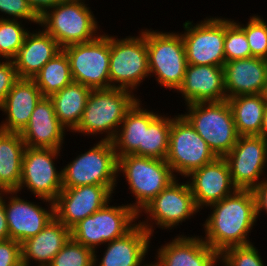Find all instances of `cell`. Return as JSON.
I'll return each instance as SVG.
<instances>
[{
  "mask_svg": "<svg viewBox=\"0 0 267 266\" xmlns=\"http://www.w3.org/2000/svg\"><path fill=\"white\" fill-rule=\"evenodd\" d=\"M10 239L9 230L4 209V191L0 192V241Z\"/></svg>",
  "mask_w": 267,
  "mask_h": 266,
  "instance_id": "cell-43",
  "label": "cell"
},
{
  "mask_svg": "<svg viewBox=\"0 0 267 266\" xmlns=\"http://www.w3.org/2000/svg\"><path fill=\"white\" fill-rule=\"evenodd\" d=\"M259 136L263 137L267 141V106L263 115L262 127Z\"/></svg>",
  "mask_w": 267,
  "mask_h": 266,
  "instance_id": "cell-44",
  "label": "cell"
},
{
  "mask_svg": "<svg viewBox=\"0 0 267 266\" xmlns=\"http://www.w3.org/2000/svg\"><path fill=\"white\" fill-rule=\"evenodd\" d=\"M146 37L148 68L156 84L177 92L187 67L186 50L179 32L141 29Z\"/></svg>",
  "mask_w": 267,
  "mask_h": 266,
  "instance_id": "cell-4",
  "label": "cell"
},
{
  "mask_svg": "<svg viewBox=\"0 0 267 266\" xmlns=\"http://www.w3.org/2000/svg\"><path fill=\"white\" fill-rule=\"evenodd\" d=\"M44 97L60 91L73 82L70 62L62 49L32 78Z\"/></svg>",
  "mask_w": 267,
  "mask_h": 266,
  "instance_id": "cell-31",
  "label": "cell"
},
{
  "mask_svg": "<svg viewBox=\"0 0 267 266\" xmlns=\"http://www.w3.org/2000/svg\"><path fill=\"white\" fill-rule=\"evenodd\" d=\"M183 28L187 64L224 66L225 17L209 16L195 24L188 20Z\"/></svg>",
  "mask_w": 267,
  "mask_h": 266,
  "instance_id": "cell-14",
  "label": "cell"
},
{
  "mask_svg": "<svg viewBox=\"0 0 267 266\" xmlns=\"http://www.w3.org/2000/svg\"><path fill=\"white\" fill-rule=\"evenodd\" d=\"M62 48L43 28L29 31L13 59L18 78L32 79Z\"/></svg>",
  "mask_w": 267,
  "mask_h": 266,
  "instance_id": "cell-26",
  "label": "cell"
},
{
  "mask_svg": "<svg viewBox=\"0 0 267 266\" xmlns=\"http://www.w3.org/2000/svg\"><path fill=\"white\" fill-rule=\"evenodd\" d=\"M17 191H4V209L10 239L19 243L34 237L55 218L54 202L47 199L46 206L22 199ZM49 204V206H48Z\"/></svg>",
  "mask_w": 267,
  "mask_h": 266,
  "instance_id": "cell-16",
  "label": "cell"
},
{
  "mask_svg": "<svg viewBox=\"0 0 267 266\" xmlns=\"http://www.w3.org/2000/svg\"><path fill=\"white\" fill-rule=\"evenodd\" d=\"M49 266H94V251L70 238Z\"/></svg>",
  "mask_w": 267,
  "mask_h": 266,
  "instance_id": "cell-36",
  "label": "cell"
},
{
  "mask_svg": "<svg viewBox=\"0 0 267 266\" xmlns=\"http://www.w3.org/2000/svg\"><path fill=\"white\" fill-rule=\"evenodd\" d=\"M43 97L33 79L19 78L0 108L3 115H6L0 123V130L21 133L28 125L34 108Z\"/></svg>",
  "mask_w": 267,
  "mask_h": 266,
  "instance_id": "cell-22",
  "label": "cell"
},
{
  "mask_svg": "<svg viewBox=\"0 0 267 266\" xmlns=\"http://www.w3.org/2000/svg\"><path fill=\"white\" fill-rule=\"evenodd\" d=\"M227 99L238 95L264 94L267 86V59L249 57L225 62Z\"/></svg>",
  "mask_w": 267,
  "mask_h": 266,
  "instance_id": "cell-24",
  "label": "cell"
},
{
  "mask_svg": "<svg viewBox=\"0 0 267 266\" xmlns=\"http://www.w3.org/2000/svg\"><path fill=\"white\" fill-rule=\"evenodd\" d=\"M156 253L157 266H217L219 254L201 236L178 234Z\"/></svg>",
  "mask_w": 267,
  "mask_h": 266,
  "instance_id": "cell-19",
  "label": "cell"
},
{
  "mask_svg": "<svg viewBox=\"0 0 267 266\" xmlns=\"http://www.w3.org/2000/svg\"><path fill=\"white\" fill-rule=\"evenodd\" d=\"M25 149L20 133L0 130V192L18 190Z\"/></svg>",
  "mask_w": 267,
  "mask_h": 266,
  "instance_id": "cell-28",
  "label": "cell"
},
{
  "mask_svg": "<svg viewBox=\"0 0 267 266\" xmlns=\"http://www.w3.org/2000/svg\"><path fill=\"white\" fill-rule=\"evenodd\" d=\"M199 211L188 182L180 183L176 178L139 212L138 219L144 214L147 218L138 223L153 237L156 227L175 229Z\"/></svg>",
  "mask_w": 267,
  "mask_h": 266,
  "instance_id": "cell-9",
  "label": "cell"
},
{
  "mask_svg": "<svg viewBox=\"0 0 267 266\" xmlns=\"http://www.w3.org/2000/svg\"><path fill=\"white\" fill-rule=\"evenodd\" d=\"M117 158L118 181L122 173L130 193L135 197V202L128 205L137 214L176 179L166 160L134 154Z\"/></svg>",
  "mask_w": 267,
  "mask_h": 266,
  "instance_id": "cell-6",
  "label": "cell"
},
{
  "mask_svg": "<svg viewBox=\"0 0 267 266\" xmlns=\"http://www.w3.org/2000/svg\"><path fill=\"white\" fill-rule=\"evenodd\" d=\"M36 12V14L41 17L48 9L55 7L58 3L63 0H27Z\"/></svg>",
  "mask_w": 267,
  "mask_h": 266,
  "instance_id": "cell-42",
  "label": "cell"
},
{
  "mask_svg": "<svg viewBox=\"0 0 267 266\" xmlns=\"http://www.w3.org/2000/svg\"><path fill=\"white\" fill-rule=\"evenodd\" d=\"M0 19L29 21L40 26V17L27 0H0ZM6 17H4L5 15Z\"/></svg>",
  "mask_w": 267,
  "mask_h": 266,
  "instance_id": "cell-38",
  "label": "cell"
},
{
  "mask_svg": "<svg viewBox=\"0 0 267 266\" xmlns=\"http://www.w3.org/2000/svg\"><path fill=\"white\" fill-rule=\"evenodd\" d=\"M177 93L181 94L185 105L227 100L223 67L187 64Z\"/></svg>",
  "mask_w": 267,
  "mask_h": 266,
  "instance_id": "cell-20",
  "label": "cell"
},
{
  "mask_svg": "<svg viewBox=\"0 0 267 266\" xmlns=\"http://www.w3.org/2000/svg\"><path fill=\"white\" fill-rule=\"evenodd\" d=\"M219 261L221 266H266L253 243L224 250L219 255Z\"/></svg>",
  "mask_w": 267,
  "mask_h": 266,
  "instance_id": "cell-37",
  "label": "cell"
},
{
  "mask_svg": "<svg viewBox=\"0 0 267 266\" xmlns=\"http://www.w3.org/2000/svg\"><path fill=\"white\" fill-rule=\"evenodd\" d=\"M66 128L55 115L49 97H43L34 108L28 125L20 133L26 147L62 150Z\"/></svg>",
  "mask_w": 267,
  "mask_h": 266,
  "instance_id": "cell-21",
  "label": "cell"
},
{
  "mask_svg": "<svg viewBox=\"0 0 267 266\" xmlns=\"http://www.w3.org/2000/svg\"><path fill=\"white\" fill-rule=\"evenodd\" d=\"M139 266H157V264H156V261L154 260L153 262H151L150 263V261H149V263L147 264V263H145V262H143L141 265H139Z\"/></svg>",
  "mask_w": 267,
  "mask_h": 266,
  "instance_id": "cell-45",
  "label": "cell"
},
{
  "mask_svg": "<svg viewBox=\"0 0 267 266\" xmlns=\"http://www.w3.org/2000/svg\"><path fill=\"white\" fill-rule=\"evenodd\" d=\"M232 18H225L224 52L227 61L253 57L245 31Z\"/></svg>",
  "mask_w": 267,
  "mask_h": 266,
  "instance_id": "cell-34",
  "label": "cell"
},
{
  "mask_svg": "<svg viewBox=\"0 0 267 266\" xmlns=\"http://www.w3.org/2000/svg\"><path fill=\"white\" fill-rule=\"evenodd\" d=\"M224 159L228 163L233 185L237 189L253 190L265 178L267 141L259 135L239 136Z\"/></svg>",
  "mask_w": 267,
  "mask_h": 266,
  "instance_id": "cell-15",
  "label": "cell"
},
{
  "mask_svg": "<svg viewBox=\"0 0 267 266\" xmlns=\"http://www.w3.org/2000/svg\"><path fill=\"white\" fill-rule=\"evenodd\" d=\"M256 201V215L262 216L261 212L267 214V177L263 178L259 184L253 189Z\"/></svg>",
  "mask_w": 267,
  "mask_h": 266,
  "instance_id": "cell-41",
  "label": "cell"
},
{
  "mask_svg": "<svg viewBox=\"0 0 267 266\" xmlns=\"http://www.w3.org/2000/svg\"><path fill=\"white\" fill-rule=\"evenodd\" d=\"M151 239L147 230L137 223L124 236L106 243L101 258L99 252H94V266H139L148 255Z\"/></svg>",
  "mask_w": 267,
  "mask_h": 266,
  "instance_id": "cell-23",
  "label": "cell"
},
{
  "mask_svg": "<svg viewBox=\"0 0 267 266\" xmlns=\"http://www.w3.org/2000/svg\"><path fill=\"white\" fill-rule=\"evenodd\" d=\"M62 167V188L106 186L112 193L118 184V158L112 141L99 140Z\"/></svg>",
  "mask_w": 267,
  "mask_h": 266,
  "instance_id": "cell-5",
  "label": "cell"
},
{
  "mask_svg": "<svg viewBox=\"0 0 267 266\" xmlns=\"http://www.w3.org/2000/svg\"><path fill=\"white\" fill-rule=\"evenodd\" d=\"M21 20L0 19V60H13L21 46L28 30Z\"/></svg>",
  "mask_w": 267,
  "mask_h": 266,
  "instance_id": "cell-33",
  "label": "cell"
},
{
  "mask_svg": "<svg viewBox=\"0 0 267 266\" xmlns=\"http://www.w3.org/2000/svg\"><path fill=\"white\" fill-rule=\"evenodd\" d=\"M141 99L127 111L118 131L112 140L117 157L134 154L139 156V146H143L144 126L159 115L157 111L142 106Z\"/></svg>",
  "mask_w": 267,
  "mask_h": 266,
  "instance_id": "cell-27",
  "label": "cell"
},
{
  "mask_svg": "<svg viewBox=\"0 0 267 266\" xmlns=\"http://www.w3.org/2000/svg\"><path fill=\"white\" fill-rule=\"evenodd\" d=\"M186 111L182 115L207 142L210 150L217 158H224L239 138L227 100L187 104Z\"/></svg>",
  "mask_w": 267,
  "mask_h": 266,
  "instance_id": "cell-7",
  "label": "cell"
},
{
  "mask_svg": "<svg viewBox=\"0 0 267 266\" xmlns=\"http://www.w3.org/2000/svg\"><path fill=\"white\" fill-rule=\"evenodd\" d=\"M239 136L260 135L262 119L267 106L264 94L238 95L228 98Z\"/></svg>",
  "mask_w": 267,
  "mask_h": 266,
  "instance_id": "cell-30",
  "label": "cell"
},
{
  "mask_svg": "<svg viewBox=\"0 0 267 266\" xmlns=\"http://www.w3.org/2000/svg\"><path fill=\"white\" fill-rule=\"evenodd\" d=\"M138 33L120 39L110 35V88L134 92L145 78L150 77L146 37L142 32Z\"/></svg>",
  "mask_w": 267,
  "mask_h": 266,
  "instance_id": "cell-10",
  "label": "cell"
},
{
  "mask_svg": "<svg viewBox=\"0 0 267 266\" xmlns=\"http://www.w3.org/2000/svg\"><path fill=\"white\" fill-rule=\"evenodd\" d=\"M185 178L200 211L232 195L237 190L232 183L229 166L224 158H216L213 162L194 170Z\"/></svg>",
  "mask_w": 267,
  "mask_h": 266,
  "instance_id": "cell-18",
  "label": "cell"
},
{
  "mask_svg": "<svg viewBox=\"0 0 267 266\" xmlns=\"http://www.w3.org/2000/svg\"><path fill=\"white\" fill-rule=\"evenodd\" d=\"M113 193L101 185L63 188L54 201L55 217L71 229L87 216L112 201Z\"/></svg>",
  "mask_w": 267,
  "mask_h": 266,
  "instance_id": "cell-17",
  "label": "cell"
},
{
  "mask_svg": "<svg viewBox=\"0 0 267 266\" xmlns=\"http://www.w3.org/2000/svg\"><path fill=\"white\" fill-rule=\"evenodd\" d=\"M217 157L207 142L181 114L172 116L166 162L175 177H187L191 172L213 162ZM177 173V174H176Z\"/></svg>",
  "mask_w": 267,
  "mask_h": 266,
  "instance_id": "cell-11",
  "label": "cell"
},
{
  "mask_svg": "<svg viewBox=\"0 0 267 266\" xmlns=\"http://www.w3.org/2000/svg\"><path fill=\"white\" fill-rule=\"evenodd\" d=\"M85 1L63 0L40 17L41 28L50 34L62 49L92 41L102 34L97 18Z\"/></svg>",
  "mask_w": 267,
  "mask_h": 266,
  "instance_id": "cell-3",
  "label": "cell"
},
{
  "mask_svg": "<svg viewBox=\"0 0 267 266\" xmlns=\"http://www.w3.org/2000/svg\"><path fill=\"white\" fill-rule=\"evenodd\" d=\"M0 266H22L21 243L12 239L0 241Z\"/></svg>",
  "mask_w": 267,
  "mask_h": 266,
  "instance_id": "cell-40",
  "label": "cell"
},
{
  "mask_svg": "<svg viewBox=\"0 0 267 266\" xmlns=\"http://www.w3.org/2000/svg\"><path fill=\"white\" fill-rule=\"evenodd\" d=\"M110 202L74 225L71 239L97 252L102 245L128 233L137 224L138 214L128 203L114 206Z\"/></svg>",
  "mask_w": 267,
  "mask_h": 266,
  "instance_id": "cell-8",
  "label": "cell"
},
{
  "mask_svg": "<svg viewBox=\"0 0 267 266\" xmlns=\"http://www.w3.org/2000/svg\"><path fill=\"white\" fill-rule=\"evenodd\" d=\"M61 151L26 147L17 192L21 194L22 189H27L43 203L47 199L54 202L63 189L62 168L57 170L58 166L54 163L59 159Z\"/></svg>",
  "mask_w": 267,
  "mask_h": 266,
  "instance_id": "cell-13",
  "label": "cell"
},
{
  "mask_svg": "<svg viewBox=\"0 0 267 266\" xmlns=\"http://www.w3.org/2000/svg\"><path fill=\"white\" fill-rule=\"evenodd\" d=\"M70 238V229L55 217L37 235L21 243L22 266H33V261L36 266H49Z\"/></svg>",
  "mask_w": 267,
  "mask_h": 266,
  "instance_id": "cell-25",
  "label": "cell"
},
{
  "mask_svg": "<svg viewBox=\"0 0 267 266\" xmlns=\"http://www.w3.org/2000/svg\"><path fill=\"white\" fill-rule=\"evenodd\" d=\"M237 24L245 31L251 55L267 59V21L262 16L253 14L246 24Z\"/></svg>",
  "mask_w": 267,
  "mask_h": 266,
  "instance_id": "cell-35",
  "label": "cell"
},
{
  "mask_svg": "<svg viewBox=\"0 0 267 266\" xmlns=\"http://www.w3.org/2000/svg\"><path fill=\"white\" fill-rule=\"evenodd\" d=\"M201 238L219 255L234 246L251 244L249 233L256 225V201L253 190L237 189L232 195L208 206ZM205 236V237H204Z\"/></svg>",
  "mask_w": 267,
  "mask_h": 266,
  "instance_id": "cell-1",
  "label": "cell"
},
{
  "mask_svg": "<svg viewBox=\"0 0 267 266\" xmlns=\"http://www.w3.org/2000/svg\"><path fill=\"white\" fill-rule=\"evenodd\" d=\"M18 79L13 60L0 61V108L9 91Z\"/></svg>",
  "mask_w": 267,
  "mask_h": 266,
  "instance_id": "cell-39",
  "label": "cell"
},
{
  "mask_svg": "<svg viewBox=\"0 0 267 266\" xmlns=\"http://www.w3.org/2000/svg\"><path fill=\"white\" fill-rule=\"evenodd\" d=\"M264 95H265V97L267 98V86H266V90H265Z\"/></svg>",
  "mask_w": 267,
  "mask_h": 266,
  "instance_id": "cell-46",
  "label": "cell"
},
{
  "mask_svg": "<svg viewBox=\"0 0 267 266\" xmlns=\"http://www.w3.org/2000/svg\"><path fill=\"white\" fill-rule=\"evenodd\" d=\"M171 122V116L160 113L149 126H144L143 146H139V156L166 159Z\"/></svg>",
  "mask_w": 267,
  "mask_h": 266,
  "instance_id": "cell-32",
  "label": "cell"
},
{
  "mask_svg": "<svg viewBox=\"0 0 267 266\" xmlns=\"http://www.w3.org/2000/svg\"><path fill=\"white\" fill-rule=\"evenodd\" d=\"M136 95L119 88L91 90L82 119L73 133L96 137L104 134L100 140L112 141L127 111L139 99Z\"/></svg>",
  "mask_w": 267,
  "mask_h": 266,
  "instance_id": "cell-2",
  "label": "cell"
},
{
  "mask_svg": "<svg viewBox=\"0 0 267 266\" xmlns=\"http://www.w3.org/2000/svg\"><path fill=\"white\" fill-rule=\"evenodd\" d=\"M70 62L74 82L91 90L109 89L110 35L105 32L92 41L63 48Z\"/></svg>",
  "mask_w": 267,
  "mask_h": 266,
  "instance_id": "cell-12",
  "label": "cell"
},
{
  "mask_svg": "<svg viewBox=\"0 0 267 266\" xmlns=\"http://www.w3.org/2000/svg\"><path fill=\"white\" fill-rule=\"evenodd\" d=\"M91 89L77 82H72L49 98L54 105L59 122L71 133L79 125Z\"/></svg>",
  "mask_w": 267,
  "mask_h": 266,
  "instance_id": "cell-29",
  "label": "cell"
}]
</instances>
